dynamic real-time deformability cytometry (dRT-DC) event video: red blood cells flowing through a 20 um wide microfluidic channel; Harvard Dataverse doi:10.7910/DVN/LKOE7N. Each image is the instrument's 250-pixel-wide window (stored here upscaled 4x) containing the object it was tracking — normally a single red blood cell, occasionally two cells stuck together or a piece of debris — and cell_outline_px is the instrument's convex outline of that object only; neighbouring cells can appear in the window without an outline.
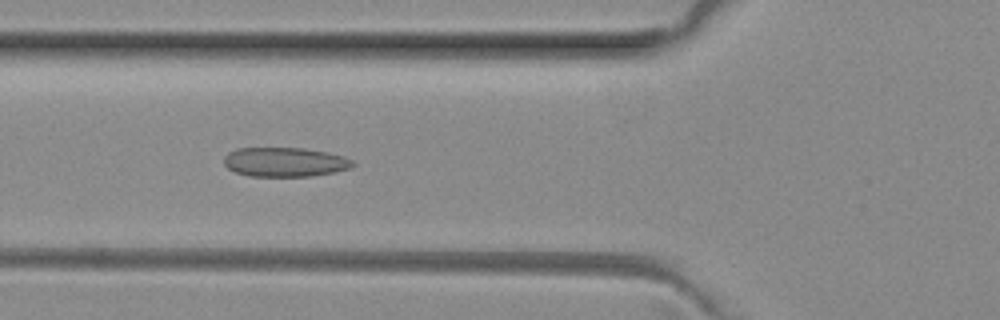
{"species": "common noctule bat (a hibernating species)", "species_latin": "Nyctalus noctula", "temperature_condition": "room temperature", "stored_images_in_passage": 39, "camera_frame_rate_fps": 3000, "um_per_image_px": 0.085, "animal": {"sex": "female", "body_mass_g": 29.2, "forearm_length_mm": 56.3}, "frame": {"image": 1, "passage_image": 14, "time_ms": 4.333, "image_size_px": [1000, 320], "cell_outline_px": [[356, 164], [352, 168], [336, 172], [312, 176], [248, 176], [236, 172], [228, 168], [224, 164], [224, 156], [228, 152], [236, 148], [304, 148], [328, 152], [344, 156], [352, 160]], "centroid_in_image_um": [24.24, 13.77], "position_along_channel_um": 101.6, "area_um2": 22.25}}
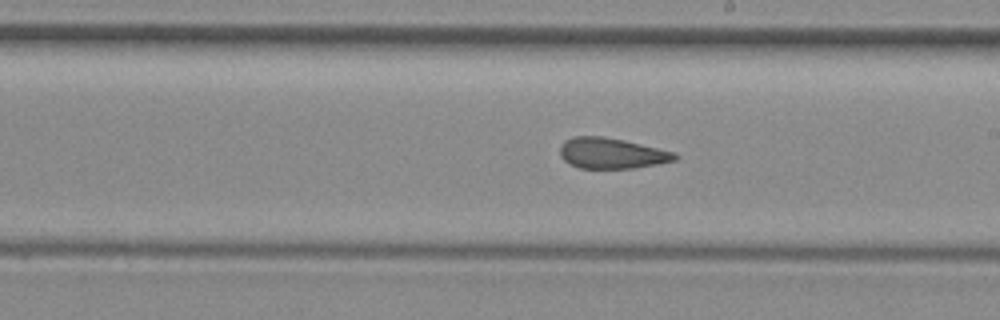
{"frame": {"image": 2, "passage_image": 24, "time_ms": 7.667, "image_size_px": [1000, 320], "cell_outline_px": [[680, 156], [676, 160], [656, 164], [632, 168], [580, 168], [568, 164], [560, 156], [560, 144], [564, 140], [572, 136], [600, 136], [624, 140], [676, 152]], "centroid_in_image_um": [51.97, 13.02], "position_along_channel_um": 237.0, "area_um2": 20.69}}
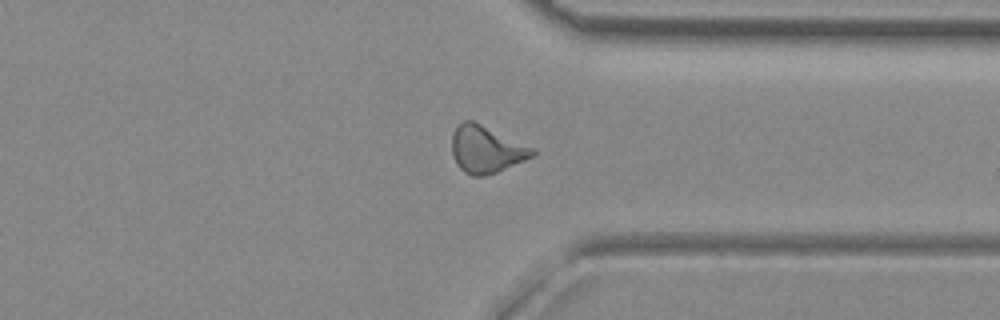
{"frame": {"image": 3, "passage_image": 34, "time_ms": 11.0, "image_size_px": [1000, 320], "cell_outline_px": [[536, 156], [496, 172], [484, 176], [472, 176], [464, 172], [456, 164], [452, 156], [452, 132], [464, 120], [472, 120], [536, 148]], "centroid_in_image_um": [41.35, 12.7], "position_along_channel_um": 370.0, "area_um2": 22.31}, "authors_computed_cell_mechanics": {"area_um2": 21.2126, "velocity_mm_per_s": 4.0655, "shape_relaxation_time_tau1_ms": null, "shape_relaxation_time_tau2_ms": 2.3068, "deformation_change_tau1": null, "deformation_change_tau2": 0.1018}}